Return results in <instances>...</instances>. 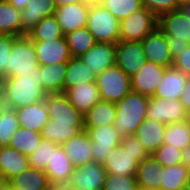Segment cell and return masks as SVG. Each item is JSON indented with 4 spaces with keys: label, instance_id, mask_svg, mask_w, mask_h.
Segmentation results:
<instances>
[{
    "label": "cell",
    "instance_id": "obj_1",
    "mask_svg": "<svg viewBox=\"0 0 190 190\" xmlns=\"http://www.w3.org/2000/svg\"><path fill=\"white\" fill-rule=\"evenodd\" d=\"M45 97L40 65L34 71H18L14 76L0 80V100L7 108L35 104L44 101Z\"/></svg>",
    "mask_w": 190,
    "mask_h": 190
},
{
    "label": "cell",
    "instance_id": "obj_2",
    "mask_svg": "<svg viewBox=\"0 0 190 190\" xmlns=\"http://www.w3.org/2000/svg\"><path fill=\"white\" fill-rule=\"evenodd\" d=\"M150 97L131 91L116 102L114 128L122 136L134 135L146 118L147 103Z\"/></svg>",
    "mask_w": 190,
    "mask_h": 190
},
{
    "label": "cell",
    "instance_id": "obj_3",
    "mask_svg": "<svg viewBox=\"0 0 190 190\" xmlns=\"http://www.w3.org/2000/svg\"><path fill=\"white\" fill-rule=\"evenodd\" d=\"M157 27L166 36L173 59L190 44V18L182 8L161 14Z\"/></svg>",
    "mask_w": 190,
    "mask_h": 190
},
{
    "label": "cell",
    "instance_id": "obj_4",
    "mask_svg": "<svg viewBox=\"0 0 190 190\" xmlns=\"http://www.w3.org/2000/svg\"><path fill=\"white\" fill-rule=\"evenodd\" d=\"M86 27L96 42L120 41V21L99 2L90 3Z\"/></svg>",
    "mask_w": 190,
    "mask_h": 190
},
{
    "label": "cell",
    "instance_id": "obj_5",
    "mask_svg": "<svg viewBox=\"0 0 190 190\" xmlns=\"http://www.w3.org/2000/svg\"><path fill=\"white\" fill-rule=\"evenodd\" d=\"M96 85L101 100L108 102L116 103L132 91L131 78L116 65L97 75Z\"/></svg>",
    "mask_w": 190,
    "mask_h": 190
},
{
    "label": "cell",
    "instance_id": "obj_6",
    "mask_svg": "<svg viewBox=\"0 0 190 190\" xmlns=\"http://www.w3.org/2000/svg\"><path fill=\"white\" fill-rule=\"evenodd\" d=\"M157 23L158 17L143 6L120 21V40L142 41L157 27Z\"/></svg>",
    "mask_w": 190,
    "mask_h": 190
},
{
    "label": "cell",
    "instance_id": "obj_7",
    "mask_svg": "<svg viewBox=\"0 0 190 190\" xmlns=\"http://www.w3.org/2000/svg\"><path fill=\"white\" fill-rule=\"evenodd\" d=\"M91 140V152L93 161L102 164L108 154L116 146L121 144L122 136L114 128V125L97 127H84Z\"/></svg>",
    "mask_w": 190,
    "mask_h": 190
},
{
    "label": "cell",
    "instance_id": "obj_8",
    "mask_svg": "<svg viewBox=\"0 0 190 190\" xmlns=\"http://www.w3.org/2000/svg\"><path fill=\"white\" fill-rule=\"evenodd\" d=\"M188 111L182 105L180 99H162L150 97L147 103L146 118L153 119L166 125L186 121Z\"/></svg>",
    "mask_w": 190,
    "mask_h": 190
},
{
    "label": "cell",
    "instance_id": "obj_9",
    "mask_svg": "<svg viewBox=\"0 0 190 190\" xmlns=\"http://www.w3.org/2000/svg\"><path fill=\"white\" fill-rule=\"evenodd\" d=\"M38 65L33 41L27 35L18 36L9 55L8 77L18 71H34Z\"/></svg>",
    "mask_w": 190,
    "mask_h": 190
},
{
    "label": "cell",
    "instance_id": "obj_10",
    "mask_svg": "<svg viewBox=\"0 0 190 190\" xmlns=\"http://www.w3.org/2000/svg\"><path fill=\"white\" fill-rule=\"evenodd\" d=\"M45 103L54 124L84 125V115L76 110L63 93L46 94Z\"/></svg>",
    "mask_w": 190,
    "mask_h": 190
},
{
    "label": "cell",
    "instance_id": "obj_11",
    "mask_svg": "<svg viewBox=\"0 0 190 190\" xmlns=\"http://www.w3.org/2000/svg\"><path fill=\"white\" fill-rule=\"evenodd\" d=\"M141 41H118L116 43L115 65L129 77L138 73L146 62Z\"/></svg>",
    "mask_w": 190,
    "mask_h": 190
},
{
    "label": "cell",
    "instance_id": "obj_12",
    "mask_svg": "<svg viewBox=\"0 0 190 190\" xmlns=\"http://www.w3.org/2000/svg\"><path fill=\"white\" fill-rule=\"evenodd\" d=\"M106 171L95 161L77 167L72 171L68 184L76 190H102Z\"/></svg>",
    "mask_w": 190,
    "mask_h": 190
},
{
    "label": "cell",
    "instance_id": "obj_13",
    "mask_svg": "<svg viewBox=\"0 0 190 190\" xmlns=\"http://www.w3.org/2000/svg\"><path fill=\"white\" fill-rule=\"evenodd\" d=\"M90 3H71L56 8L54 16L60 24L64 35L86 27Z\"/></svg>",
    "mask_w": 190,
    "mask_h": 190
},
{
    "label": "cell",
    "instance_id": "obj_14",
    "mask_svg": "<svg viewBox=\"0 0 190 190\" xmlns=\"http://www.w3.org/2000/svg\"><path fill=\"white\" fill-rule=\"evenodd\" d=\"M167 67H161L152 61H146L139 72L131 78L133 92L152 97L164 77Z\"/></svg>",
    "mask_w": 190,
    "mask_h": 190
},
{
    "label": "cell",
    "instance_id": "obj_15",
    "mask_svg": "<svg viewBox=\"0 0 190 190\" xmlns=\"http://www.w3.org/2000/svg\"><path fill=\"white\" fill-rule=\"evenodd\" d=\"M141 42L147 61H152L161 67L172 66L173 57L168 47L167 38L158 27L150 32Z\"/></svg>",
    "mask_w": 190,
    "mask_h": 190
},
{
    "label": "cell",
    "instance_id": "obj_16",
    "mask_svg": "<svg viewBox=\"0 0 190 190\" xmlns=\"http://www.w3.org/2000/svg\"><path fill=\"white\" fill-rule=\"evenodd\" d=\"M102 166L108 174L135 176L139 166V154L125 151L120 144L108 154Z\"/></svg>",
    "mask_w": 190,
    "mask_h": 190
},
{
    "label": "cell",
    "instance_id": "obj_17",
    "mask_svg": "<svg viewBox=\"0 0 190 190\" xmlns=\"http://www.w3.org/2000/svg\"><path fill=\"white\" fill-rule=\"evenodd\" d=\"M80 58L97 76L105 69L115 65L116 44L96 42Z\"/></svg>",
    "mask_w": 190,
    "mask_h": 190
},
{
    "label": "cell",
    "instance_id": "obj_18",
    "mask_svg": "<svg viewBox=\"0 0 190 190\" xmlns=\"http://www.w3.org/2000/svg\"><path fill=\"white\" fill-rule=\"evenodd\" d=\"M39 65L68 62L72 57L65 36L56 40L33 41Z\"/></svg>",
    "mask_w": 190,
    "mask_h": 190
},
{
    "label": "cell",
    "instance_id": "obj_19",
    "mask_svg": "<svg viewBox=\"0 0 190 190\" xmlns=\"http://www.w3.org/2000/svg\"><path fill=\"white\" fill-rule=\"evenodd\" d=\"M56 8L53 0H29L21 11V36L26 35L43 18L53 16Z\"/></svg>",
    "mask_w": 190,
    "mask_h": 190
},
{
    "label": "cell",
    "instance_id": "obj_20",
    "mask_svg": "<svg viewBox=\"0 0 190 190\" xmlns=\"http://www.w3.org/2000/svg\"><path fill=\"white\" fill-rule=\"evenodd\" d=\"M63 94L70 101L71 105L83 115L101 100L96 82H85L73 86L67 89Z\"/></svg>",
    "mask_w": 190,
    "mask_h": 190
},
{
    "label": "cell",
    "instance_id": "obj_21",
    "mask_svg": "<svg viewBox=\"0 0 190 190\" xmlns=\"http://www.w3.org/2000/svg\"><path fill=\"white\" fill-rule=\"evenodd\" d=\"M61 146L75 168L93 161L91 140L85 130L71 137Z\"/></svg>",
    "mask_w": 190,
    "mask_h": 190
},
{
    "label": "cell",
    "instance_id": "obj_22",
    "mask_svg": "<svg viewBox=\"0 0 190 190\" xmlns=\"http://www.w3.org/2000/svg\"><path fill=\"white\" fill-rule=\"evenodd\" d=\"M19 127L41 132L49 120L47 106L44 101L15 109Z\"/></svg>",
    "mask_w": 190,
    "mask_h": 190
},
{
    "label": "cell",
    "instance_id": "obj_23",
    "mask_svg": "<svg viewBox=\"0 0 190 190\" xmlns=\"http://www.w3.org/2000/svg\"><path fill=\"white\" fill-rule=\"evenodd\" d=\"M188 76L173 66L167 67L154 96L162 99H180L187 83Z\"/></svg>",
    "mask_w": 190,
    "mask_h": 190
},
{
    "label": "cell",
    "instance_id": "obj_24",
    "mask_svg": "<svg viewBox=\"0 0 190 190\" xmlns=\"http://www.w3.org/2000/svg\"><path fill=\"white\" fill-rule=\"evenodd\" d=\"M74 169L75 167L67 157L63 147L59 145L52 153L50 163H47L45 173L51 185L62 184L68 183Z\"/></svg>",
    "mask_w": 190,
    "mask_h": 190
},
{
    "label": "cell",
    "instance_id": "obj_25",
    "mask_svg": "<svg viewBox=\"0 0 190 190\" xmlns=\"http://www.w3.org/2000/svg\"><path fill=\"white\" fill-rule=\"evenodd\" d=\"M165 129L166 124L145 118L134 136L140 140L146 151L151 155L163 144Z\"/></svg>",
    "mask_w": 190,
    "mask_h": 190
},
{
    "label": "cell",
    "instance_id": "obj_26",
    "mask_svg": "<svg viewBox=\"0 0 190 190\" xmlns=\"http://www.w3.org/2000/svg\"><path fill=\"white\" fill-rule=\"evenodd\" d=\"M163 165L152 155L139 163L136 172L138 188L160 190L162 184Z\"/></svg>",
    "mask_w": 190,
    "mask_h": 190
},
{
    "label": "cell",
    "instance_id": "obj_27",
    "mask_svg": "<svg viewBox=\"0 0 190 190\" xmlns=\"http://www.w3.org/2000/svg\"><path fill=\"white\" fill-rule=\"evenodd\" d=\"M29 166L28 156L9 146L0 147V178L9 181Z\"/></svg>",
    "mask_w": 190,
    "mask_h": 190
},
{
    "label": "cell",
    "instance_id": "obj_28",
    "mask_svg": "<svg viewBox=\"0 0 190 190\" xmlns=\"http://www.w3.org/2000/svg\"><path fill=\"white\" fill-rule=\"evenodd\" d=\"M9 184L15 190H50L51 188L45 171L30 166L11 178Z\"/></svg>",
    "mask_w": 190,
    "mask_h": 190
},
{
    "label": "cell",
    "instance_id": "obj_29",
    "mask_svg": "<svg viewBox=\"0 0 190 190\" xmlns=\"http://www.w3.org/2000/svg\"><path fill=\"white\" fill-rule=\"evenodd\" d=\"M66 71L67 62L40 65L43 91L46 94L62 93Z\"/></svg>",
    "mask_w": 190,
    "mask_h": 190
},
{
    "label": "cell",
    "instance_id": "obj_30",
    "mask_svg": "<svg viewBox=\"0 0 190 190\" xmlns=\"http://www.w3.org/2000/svg\"><path fill=\"white\" fill-rule=\"evenodd\" d=\"M116 119V104L99 100L84 114V127H97L114 124Z\"/></svg>",
    "mask_w": 190,
    "mask_h": 190
},
{
    "label": "cell",
    "instance_id": "obj_31",
    "mask_svg": "<svg viewBox=\"0 0 190 190\" xmlns=\"http://www.w3.org/2000/svg\"><path fill=\"white\" fill-rule=\"evenodd\" d=\"M80 57H71L67 62V71L62 93L67 89L85 83L96 82V75L89 69Z\"/></svg>",
    "mask_w": 190,
    "mask_h": 190
},
{
    "label": "cell",
    "instance_id": "obj_32",
    "mask_svg": "<svg viewBox=\"0 0 190 190\" xmlns=\"http://www.w3.org/2000/svg\"><path fill=\"white\" fill-rule=\"evenodd\" d=\"M81 131H84V125L54 124V120L49 119L42 129L41 135L43 139L62 145Z\"/></svg>",
    "mask_w": 190,
    "mask_h": 190
},
{
    "label": "cell",
    "instance_id": "obj_33",
    "mask_svg": "<svg viewBox=\"0 0 190 190\" xmlns=\"http://www.w3.org/2000/svg\"><path fill=\"white\" fill-rule=\"evenodd\" d=\"M190 178V169L180 163L162 168L160 190H183Z\"/></svg>",
    "mask_w": 190,
    "mask_h": 190
},
{
    "label": "cell",
    "instance_id": "obj_34",
    "mask_svg": "<svg viewBox=\"0 0 190 190\" xmlns=\"http://www.w3.org/2000/svg\"><path fill=\"white\" fill-rule=\"evenodd\" d=\"M41 140V132L19 127L11 136L9 147L28 156L35 151Z\"/></svg>",
    "mask_w": 190,
    "mask_h": 190
},
{
    "label": "cell",
    "instance_id": "obj_35",
    "mask_svg": "<svg viewBox=\"0 0 190 190\" xmlns=\"http://www.w3.org/2000/svg\"><path fill=\"white\" fill-rule=\"evenodd\" d=\"M26 35L32 41L56 40L65 36L54 15L43 18Z\"/></svg>",
    "mask_w": 190,
    "mask_h": 190
},
{
    "label": "cell",
    "instance_id": "obj_36",
    "mask_svg": "<svg viewBox=\"0 0 190 190\" xmlns=\"http://www.w3.org/2000/svg\"><path fill=\"white\" fill-rule=\"evenodd\" d=\"M0 29L6 35L21 36V11L7 0H0Z\"/></svg>",
    "mask_w": 190,
    "mask_h": 190
},
{
    "label": "cell",
    "instance_id": "obj_37",
    "mask_svg": "<svg viewBox=\"0 0 190 190\" xmlns=\"http://www.w3.org/2000/svg\"><path fill=\"white\" fill-rule=\"evenodd\" d=\"M65 39L72 57H81L96 43L87 27L65 34Z\"/></svg>",
    "mask_w": 190,
    "mask_h": 190
},
{
    "label": "cell",
    "instance_id": "obj_38",
    "mask_svg": "<svg viewBox=\"0 0 190 190\" xmlns=\"http://www.w3.org/2000/svg\"><path fill=\"white\" fill-rule=\"evenodd\" d=\"M163 144L172 145L180 150L190 145V125L188 121L166 125Z\"/></svg>",
    "mask_w": 190,
    "mask_h": 190
},
{
    "label": "cell",
    "instance_id": "obj_39",
    "mask_svg": "<svg viewBox=\"0 0 190 190\" xmlns=\"http://www.w3.org/2000/svg\"><path fill=\"white\" fill-rule=\"evenodd\" d=\"M119 21L143 7L142 0H99Z\"/></svg>",
    "mask_w": 190,
    "mask_h": 190
},
{
    "label": "cell",
    "instance_id": "obj_40",
    "mask_svg": "<svg viewBox=\"0 0 190 190\" xmlns=\"http://www.w3.org/2000/svg\"><path fill=\"white\" fill-rule=\"evenodd\" d=\"M59 145L43 139L33 153L28 155L29 166L45 171L47 163H50L52 153Z\"/></svg>",
    "mask_w": 190,
    "mask_h": 190
},
{
    "label": "cell",
    "instance_id": "obj_41",
    "mask_svg": "<svg viewBox=\"0 0 190 190\" xmlns=\"http://www.w3.org/2000/svg\"><path fill=\"white\" fill-rule=\"evenodd\" d=\"M19 121L15 109L7 108L3 113L0 128V147L9 146L11 136L18 130Z\"/></svg>",
    "mask_w": 190,
    "mask_h": 190
},
{
    "label": "cell",
    "instance_id": "obj_42",
    "mask_svg": "<svg viewBox=\"0 0 190 190\" xmlns=\"http://www.w3.org/2000/svg\"><path fill=\"white\" fill-rule=\"evenodd\" d=\"M102 190H138L136 176H120L106 173Z\"/></svg>",
    "mask_w": 190,
    "mask_h": 190
},
{
    "label": "cell",
    "instance_id": "obj_43",
    "mask_svg": "<svg viewBox=\"0 0 190 190\" xmlns=\"http://www.w3.org/2000/svg\"><path fill=\"white\" fill-rule=\"evenodd\" d=\"M163 167H170L182 163L181 150L169 145L162 144L154 153L151 154Z\"/></svg>",
    "mask_w": 190,
    "mask_h": 190
},
{
    "label": "cell",
    "instance_id": "obj_44",
    "mask_svg": "<svg viewBox=\"0 0 190 190\" xmlns=\"http://www.w3.org/2000/svg\"><path fill=\"white\" fill-rule=\"evenodd\" d=\"M17 37L14 35H5L0 38V80L8 77L9 55Z\"/></svg>",
    "mask_w": 190,
    "mask_h": 190
},
{
    "label": "cell",
    "instance_id": "obj_45",
    "mask_svg": "<svg viewBox=\"0 0 190 190\" xmlns=\"http://www.w3.org/2000/svg\"><path fill=\"white\" fill-rule=\"evenodd\" d=\"M142 5L157 17L161 14L177 10L176 0H142Z\"/></svg>",
    "mask_w": 190,
    "mask_h": 190
},
{
    "label": "cell",
    "instance_id": "obj_46",
    "mask_svg": "<svg viewBox=\"0 0 190 190\" xmlns=\"http://www.w3.org/2000/svg\"><path fill=\"white\" fill-rule=\"evenodd\" d=\"M121 145L125 151L130 152L131 154H139V163L150 156L140 140H138L134 135L122 137Z\"/></svg>",
    "mask_w": 190,
    "mask_h": 190
},
{
    "label": "cell",
    "instance_id": "obj_47",
    "mask_svg": "<svg viewBox=\"0 0 190 190\" xmlns=\"http://www.w3.org/2000/svg\"><path fill=\"white\" fill-rule=\"evenodd\" d=\"M172 66L183 74L190 76V44L182 54L173 59Z\"/></svg>",
    "mask_w": 190,
    "mask_h": 190
},
{
    "label": "cell",
    "instance_id": "obj_48",
    "mask_svg": "<svg viewBox=\"0 0 190 190\" xmlns=\"http://www.w3.org/2000/svg\"><path fill=\"white\" fill-rule=\"evenodd\" d=\"M180 101L184 108L189 112L190 111V76H188L187 83L181 94Z\"/></svg>",
    "mask_w": 190,
    "mask_h": 190
},
{
    "label": "cell",
    "instance_id": "obj_49",
    "mask_svg": "<svg viewBox=\"0 0 190 190\" xmlns=\"http://www.w3.org/2000/svg\"><path fill=\"white\" fill-rule=\"evenodd\" d=\"M182 164L190 169V145L181 150Z\"/></svg>",
    "mask_w": 190,
    "mask_h": 190
},
{
    "label": "cell",
    "instance_id": "obj_50",
    "mask_svg": "<svg viewBox=\"0 0 190 190\" xmlns=\"http://www.w3.org/2000/svg\"><path fill=\"white\" fill-rule=\"evenodd\" d=\"M7 1L19 11H22L24 8H26V4L27 2H29V0H7Z\"/></svg>",
    "mask_w": 190,
    "mask_h": 190
},
{
    "label": "cell",
    "instance_id": "obj_51",
    "mask_svg": "<svg viewBox=\"0 0 190 190\" xmlns=\"http://www.w3.org/2000/svg\"><path fill=\"white\" fill-rule=\"evenodd\" d=\"M50 190H76V189L73 186H70L68 183H62V184L51 185Z\"/></svg>",
    "mask_w": 190,
    "mask_h": 190
},
{
    "label": "cell",
    "instance_id": "obj_52",
    "mask_svg": "<svg viewBox=\"0 0 190 190\" xmlns=\"http://www.w3.org/2000/svg\"><path fill=\"white\" fill-rule=\"evenodd\" d=\"M53 1L57 7L62 6V5H66V4H71V3L90 2L87 0H53Z\"/></svg>",
    "mask_w": 190,
    "mask_h": 190
},
{
    "label": "cell",
    "instance_id": "obj_53",
    "mask_svg": "<svg viewBox=\"0 0 190 190\" xmlns=\"http://www.w3.org/2000/svg\"><path fill=\"white\" fill-rule=\"evenodd\" d=\"M0 190H12L9 181L0 178Z\"/></svg>",
    "mask_w": 190,
    "mask_h": 190
},
{
    "label": "cell",
    "instance_id": "obj_54",
    "mask_svg": "<svg viewBox=\"0 0 190 190\" xmlns=\"http://www.w3.org/2000/svg\"><path fill=\"white\" fill-rule=\"evenodd\" d=\"M176 2H177V9L190 5V0H176Z\"/></svg>",
    "mask_w": 190,
    "mask_h": 190
},
{
    "label": "cell",
    "instance_id": "obj_55",
    "mask_svg": "<svg viewBox=\"0 0 190 190\" xmlns=\"http://www.w3.org/2000/svg\"><path fill=\"white\" fill-rule=\"evenodd\" d=\"M7 109V107L4 105V103L0 100V128H1V121L3 118V113Z\"/></svg>",
    "mask_w": 190,
    "mask_h": 190
},
{
    "label": "cell",
    "instance_id": "obj_56",
    "mask_svg": "<svg viewBox=\"0 0 190 190\" xmlns=\"http://www.w3.org/2000/svg\"><path fill=\"white\" fill-rule=\"evenodd\" d=\"M182 9L185 11V13H186V14L189 16V18H190V5H187V6L183 7Z\"/></svg>",
    "mask_w": 190,
    "mask_h": 190
},
{
    "label": "cell",
    "instance_id": "obj_57",
    "mask_svg": "<svg viewBox=\"0 0 190 190\" xmlns=\"http://www.w3.org/2000/svg\"><path fill=\"white\" fill-rule=\"evenodd\" d=\"M183 190H190V178H189L188 182L186 183Z\"/></svg>",
    "mask_w": 190,
    "mask_h": 190
},
{
    "label": "cell",
    "instance_id": "obj_58",
    "mask_svg": "<svg viewBox=\"0 0 190 190\" xmlns=\"http://www.w3.org/2000/svg\"><path fill=\"white\" fill-rule=\"evenodd\" d=\"M6 34L3 30L0 29V38L4 37Z\"/></svg>",
    "mask_w": 190,
    "mask_h": 190
},
{
    "label": "cell",
    "instance_id": "obj_59",
    "mask_svg": "<svg viewBox=\"0 0 190 190\" xmlns=\"http://www.w3.org/2000/svg\"><path fill=\"white\" fill-rule=\"evenodd\" d=\"M187 121H188V123H189V125H190V111L188 112Z\"/></svg>",
    "mask_w": 190,
    "mask_h": 190
},
{
    "label": "cell",
    "instance_id": "obj_60",
    "mask_svg": "<svg viewBox=\"0 0 190 190\" xmlns=\"http://www.w3.org/2000/svg\"><path fill=\"white\" fill-rule=\"evenodd\" d=\"M87 1H90V2H98L99 0H87Z\"/></svg>",
    "mask_w": 190,
    "mask_h": 190
},
{
    "label": "cell",
    "instance_id": "obj_61",
    "mask_svg": "<svg viewBox=\"0 0 190 190\" xmlns=\"http://www.w3.org/2000/svg\"><path fill=\"white\" fill-rule=\"evenodd\" d=\"M138 190H153V189H140V188H138Z\"/></svg>",
    "mask_w": 190,
    "mask_h": 190
}]
</instances>
